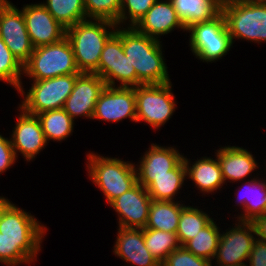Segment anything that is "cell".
Here are the masks:
<instances>
[{"label":"cell","instance_id":"6da1fadb","mask_svg":"<svg viewBox=\"0 0 266 266\" xmlns=\"http://www.w3.org/2000/svg\"><path fill=\"white\" fill-rule=\"evenodd\" d=\"M48 228L11 201L0 216V264L27 265L37 261Z\"/></svg>","mask_w":266,"mask_h":266},{"label":"cell","instance_id":"7a4b0ae2","mask_svg":"<svg viewBox=\"0 0 266 266\" xmlns=\"http://www.w3.org/2000/svg\"><path fill=\"white\" fill-rule=\"evenodd\" d=\"M124 27L122 26V47L136 71V87L141 84L171 82L162 41L140 33L134 27Z\"/></svg>","mask_w":266,"mask_h":266},{"label":"cell","instance_id":"3957f363","mask_svg":"<svg viewBox=\"0 0 266 266\" xmlns=\"http://www.w3.org/2000/svg\"><path fill=\"white\" fill-rule=\"evenodd\" d=\"M117 27L109 20L86 19L66 29L80 72L93 73L98 68L102 50Z\"/></svg>","mask_w":266,"mask_h":266},{"label":"cell","instance_id":"277c9868","mask_svg":"<svg viewBox=\"0 0 266 266\" xmlns=\"http://www.w3.org/2000/svg\"><path fill=\"white\" fill-rule=\"evenodd\" d=\"M86 155L88 178L103 193L108 205L137 183L135 163L132 161L101 156L91 151Z\"/></svg>","mask_w":266,"mask_h":266},{"label":"cell","instance_id":"5b68a950","mask_svg":"<svg viewBox=\"0 0 266 266\" xmlns=\"http://www.w3.org/2000/svg\"><path fill=\"white\" fill-rule=\"evenodd\" d=\"M221 13L233 44L236 39L258 45L266 42V4L223 0Z\"/></svg>","mask_w":266,"mask_h":266},{"label":"cell","instance_id":"8992f818","mask_svg":"<svg viewBox=\"0 0 266 266\" xmlns=\"http://www.w3.org/2000/svg\"><path fill=\"white\" fill-rule=\"evenodd\" d=\"M72 46L67 37L58 42L34 48L23 65V76L43 80L68 74H80Z\"/></svg>","mask_w":266,"mask_h":266},{"label":"cell","instance_id":"52a82bcc","mask_svg":"<svg viewBox=\"0 0 266 266\" xmlns=\"http://www.w3.org/2000/svg\"><path fill=\"white\" fill-rule=\"evenodd\" d=\"M79 74H68L43 80H31L30 89L22 85L17 93L22 100L19 104L25 112L37 115L44 111L63 108L72 92Z\"/></svg>","mask_w":266,"mask_h":266},{"label":"cell","instance_id":"ba28073f","mask_svg":"<svg viewBox=\"0 0 266 266\" xmlns=\"http://www.w3.org/2000/svg\"><path fill=\"white\" fill-rule=\"evenodd\" d=\"M186 32L191 53L207 64L223 59L233 47L222 13L210 21L193 24Z\"/></svg>","mask_w":266,"mask_h":266},{"label":"cell","instance_id":"9c48e42d","mask_svg":"<svg viewBox=\"0 0 266 266\" xmlns=\"http://www.w3.org/2000/svg\"><path fill=\"white\" fill-rule=\"evenodd\" d=\"M172 87L171 82L135 87L136 123L142 121L156 130L169 121L177 108Z\"/></svg>","mask_w":266,"mask_h":266},{"label":"cell","instance_id":"30bf717a","mask_svg":"<svg viewBox=\"0 0 266 266\" xmlns=\"http://www.w3.org/2000/svg\"><path fill=\"white\" fill-rule=\"evenodd\" d=\"M93 73L99 75L107 86L136 87V71L122 47V26H118L107 40L98 68ZM117 82L120 84L116 85Z\"/></svg>","mask_w":266,"mask_h":266},{"label":"cell","instance_id":"8fae6325","mask_svg":"<svg viewBox=\"0 0 266 266\" xmlns=\"http://www.w3.org/2000/svg\"><path fill=\"white\" fill-rule=\"evenodd\" d=\"M0 37L22 65L29 60L34 47L24 16L22 10L9 0H0Z\"/></svg>","mask_w":266,"mask_h":266},{"label":"cell","instance_id":"7c38bea8","mask_svg":"<svg viewBox=\"0 0 266 266\" xmlns=\"http://www.w3.org/2000/svg\"><path fill=\"white\" fill-rule=\"evenodd\" d=\"M236 221L233 223L234 226L221 231L213 264L215 262L230 266L247 265L256 236L250 222Z\"/></svg>","mask_w":266,"mask_h":266},{"label":"cell","instance_id":"4fadbf2b","mask_svg":"<svg viewBox=\"0 0 266 266\" xmlns=\"http://www.w3.org/2000/svg\"><path fill=\"white\" fill-rule=\"evenodd\" d=\"M127 118L136 122L135 87L106 85L96 102L92 119L118 123Z\"/></svg>","mask_w":266,"mask_h":266},{"label":"cell","instance_id":"5bb4252c","mask_svg":"<svg viewBox=\"0 0 266 266\" xmlns=\"http://www.w3.org/2000/svg\"><path fill=\"white\" fill-rule=\"evenodd\" d=\"M17 110L20 113L16 116L17 121L10 135L11 145L17 159L20 153L26 159L24 161L30 162L45 149L48 142L38 117L25 112L19 106Z\"/></svg>","mask_w":266,"mask_h":266},{"label":"cell","instance_id":"9a60e30c","mask_svg":"<svg viewBox=\"0 0 266 266\" xmlns=\"http://www.w3.org/2000/svg\"><path fill=\"white\" fill-rule=\"evenodd\" d=\"M152 199L138 182L114 199L109 206L117 213L118 227L145 228Z\"/></svg>","mask_w":266,"mask_h":266},{"label":"cell","instance_id":"2e32d148","mask_svg":"<svg viewBox=\"0 0 266 266\" xmlns=\"http://www.w3.org/2000/svg\"><path fill=\"white\" fill-rule=\"evenodd\" d=\"M26 29L34 48L49 45L66 37V29L42 3H31L21 8Z\"/></svg>","mask_w":266,"mask_h":266},{"label":"cell","instance_id":"e0dca14e","mask_svg":"<svg viewBox=\"0 0 266 266\" xmlns=\"http://www.w3.org/2000/svg\"><path fill=\"white\" fill-rule=\"evenodd\" d=\"M105 86L104 80L99 75L81 72L63 109L74 121L79 117L92 120L96 102Z\"/></svg>","mask_w":266,"mask_h":266},{"label":"cell","instance_id":"ac0fdd59","mask_svg":"<svg viewBox=\"0 0 266 266\" xmlns=\"http://www.w3.org/2000/svg\"><path fill=\"white\" fill-rule=\"evenodd\" d=\"M215 156H217L225 185H228L227 180L229 183H241L247 177L252 179V173L254 177L260 175L258 172V175L254 173L259 168V163L248 149L234 145L221 146L216 150Z\"/></svg>","mask_w":266,"mask_h":266},{"label":"cell","instance_id":"d6986e66","mask_svg":"<svg viewBox=\"0 0 266 266\" xmlns=\"http://www.w3.org/2000/svg\"><path fill=\"white\" fill-rule=\"evenodd\" d=\"M117 228L112 251L115 257L127 262V266H161L145 246L144 228Z\"/></svg>","mask_w":266,"mask_h":266},{"label":"cell","instance_id":"ffe728a7","mask_svg":"<svg viewBox=\"0 0 266 266\" xmlns=\"http://www.w3.org/2000/svg\"><path fill=\"white\" fill-rule=\"evenodd\" d=\"M134 28L158 40H161V36L172 33L174 29L187 31L170 0H157Z\"/></svg>","mask_w":266,"mask_h":266},{"label":"cell","instance_id":"44dd1931","mask_svg":"<svg viewBox=\"0 0 266 266\" xmlns=\"http://www.w3.org/2000/svg\"><path fill=\"white\" fill-rule=\"evenodd\" d=\"M214 159L211 156L197 158L195 162H191L184 155L183 160L186 167V178L194 183V188L202 194L211 195L217 190L221 192V188L225 184L217 156ZM215 191V192H214Z\"/></svg>","mask_w":266,"mask_h":266},{"label":"cell","instance_id":"7402d4cb","mask_svg":"<svg viewBox=\"0 0 266 266\" xmlns=\"http://www.w3.org/2000/svg\"><path fill=\"white\" fill-rule=\"evenodd\" d=\"M135 164L137 176L168 175L182 160L184 154L174 146L152 143Z\"/></svg>","mask_w":266,"mask_h":266},{"label":"cell","instance_id":"603a6c76","mask_svg":"<svg viewBox=\"0 0 266 266\" xmlns=\"http://www.w3.org/2000/svg\"><path fill=\"white\" fill-rule=\"evenodd\" d=\"M186 167L182 160L168 175L162 176H137V182L146 188L152 200L175 201L179 191L184 188Z\"/></svg>","mask_w":266,"mask_h":266},{"label":"cell","instance_id":"cb8c5ba5","mask_svg":"<svg viewBox=\"0 0 266 266\" xmlns=\"http://www.w3.org/2000/svg\"><path fill=\"white\" fill-rule=\"evenodd\" d=\"M252 177L253 179H246L240 187L238 192H235L236 205L241 208L240 215L237 214L238 221H251L254 217L264 214L266 209V180L263 176ZM262 179V180H261Z\"/></svg>","mask_w":266,"mask_h":266},{"label":"cell","instance_id":"d4e9b609","mask_svg":"<svg viewBox=\"0 0 266 266\" xmlns=\"http://www.w3.org/2000/svg\"><path fill=\"white\" fill-rule=\"evenodd\" d=\"M187 30L193 24L207 22L221 13L223 0H170Z\"/></svg>","mask_w":266,"mask_h":266},{"label":"cell","instance_id":"484cf974","mask_svg":"<svg viewBox=\"0 0 266 266\" xmlns=\"http://www.w3.org/2000/svg\"><path fill=\"white\" fill-rule=\"evenodd\" d=\"M186 205L178 201H156L152 200L149 209L147 229L162 230L176 233L181 210Z\"/></svg>","mask_w":266,"mask_h":266},{"label":"cell","instance_id":"4316f807","mask_svg":"<svg viewBox=\"0 0 266 266\" xmlns=\"http://www.w3.org/2000/svg\"><path fill=\"white\" fill-rule=\"evenodd\" d=\"M40 120L47 142H62L74 131L75 121L63 108L44 111L36 115Z\"/></svg>","mask_w":266,"mask_h":266},{"label":"cell","instance_id":"83f0119b","mask_svg":"<svg viewBox=\"0 0 266 266\" xmlns=\"http://www.w3.org/2000/svg\"><path fill=\"white\" fill-rule=\"evenodd\" d=\"M214 218L197 206L186 205L180 213L177 238L180 246L194 238L201 229L206 227Z\"/></svg>","mask_w":266,"mask_h":266},{"label":"cell","instance_id":"f1b7e54d","mask_svg":"<svg viewBox=\"0 0 266 266\" xmlns=\"http://www.w3.org/2000/svg\"><path fill=\"white\" fill-rule=\"evenodd\" d=\"M221 229L214 219L183 246L195 256L213 261L221 236Z\"/></svg>","mask_w":266,"mask_h":266},{"label":"cell","instance_id":"f546056e","mask_svg":"<svg viewBox=\"0 0 266 266\" xmlns=\"http://www.w3.org/2000/svg\"><path fill=\"white\" fill-rule=\"evenodd\" d=\"M41 3L65 28L87 19L83 0H45Z\"/></svg>","mask_w":266,"mask_h":266},{"label":"cell","instance_id":"4dcf8cb0","mask_svg":"<svg viewBox=\"0 0 266 266\" xmlns=\"http://www.w3.org/2000/svg\"><path fill=\"white\" fill-rule=\"evenodd\" d=\"M144 241L146 248L160 264L180 246L176 233L155 229L144 228Z\"/></svg>","mask_w":266,"mask_h":266},{"label":"cell","instance_id":"1f68e13d","mask_svg":"<svg viewBox=\"0 0 266 266\" xmlns=\"http://www.w3.org/2000/svg\"><path fill=\"white\" fill-rule=\"evenodd\" d=\"M23 65L0 37V81L18 90L22 85Z\"/></svg>","mask_w":266,"mask_h":266},{"label":"cell","instance_id":"d6a6232c","mask_svg":"<svg viewBox=\"0 0 266 266\" xmlns=\"http://www.w3.org/2000/svg\"><path fill=\"white\" fill-rule=\"evenodd\" d=\"M87 19H105L115 22L121 8V0H83Z\"/></svg>","mask_w":266,"mask_h":266},{"label":"cell","instance_id":"836d02e7","mask_svg":"<svg viewBox=\"0 0 266 266\" xmlns=\"http://www.w3.org/2000/svg\"><path fill=\"white\" fill-rule=\"evenodd\" d=\"M157 0H121L118 26L134 27ZM129 19V20H128ZM128 21V23H126Z\"/></svg>","mask_w":266,"mask_h":266},{"label":"cell","instance_id":"e575fe53","mask_svg":"<svg viewBox=\"0 0 266 266\" xmlns=\"http://www.w3.org/2000/svg\"><path fill=\"white\" fill-rule=\"evenodd\" d=\"M212 261L195 256L184 246H179L170 253L161 266H212Z\"/></svg>","mask_w":266,"mask_h":266},{"label":"cell","instance_id":"d590c367","mask_svg":"<svg viewBox=\"0 0 266 266\" xmlns=\"http://www.w3.org/2000/svg\"><path fill=\"white\" fill-rule=\"evenodd\" d=\"M17 158L11 145L10 138L0 134V176L14 166Z\"/></svg>","mask_w":266,"mask_h":266},{"label":"cell","instance_id":"8d00e7d4","mask_svg":"<svg viewBox=\"0 0 266 266\" xmlns=\"http://www.w3.org/2000/svg\"><path fill=\"white\" fill-rule=\"evenodd\" d=\"M246 266H266V242L255 240Z\"/></svg>","mask_w":266,"mask_h":266},{"label":"cell","instance_id":"74e56055","mask_svg":"<svg viewBox=\"0 0 266 266\" xmlns=\"http://www.w3.org/2000/svg\"><path fill=\"white\" fill-rule=\"evenodd\" d=\"M256 239L266 242V215L254 217L251 221Z\"/></svg>","mask_w":266,"mask_h":266},{"label":"cell","instance_id":"f35d334b","mask_svg":"<svg viewBox=\"0 0 266 266\" xmlns=\"http://www.w3.org/2000/svg\"><path fill=\"white\" fill-rule=\"evenodd\" d=\"M9 203L10 200L8 198H6L5 196H0V216Z\"/></svg>","mask_w":266,"mask_h":266},{"label":"cell","instance_id":"ab89813d","mask_svg":"<svg viewBox=\"0 0 266 266\" xmlns=\"http://www.w3.org/2000/svg\"><path fill=\"white\" fill-rule=\"evenodd\" d=\"M247 2H252V3H262V4H266V0H244Z\"/></svg>","mask_w":266,"mask_h":266},{"label":"cell","instance_id":"60d3db41","mask_svg":"<svg viewBox=\"0 0 266 266\" xmlns=\"http://www.w3.org/2000/svg\"><path fill=\"white\" fill-rule=\"evenodd\" d=\"M215 266H230V265H220V264H215ZM243 266H246V265H243Z\"/></svg>","mask_w":266,"mask_h":266}]
</instances>
